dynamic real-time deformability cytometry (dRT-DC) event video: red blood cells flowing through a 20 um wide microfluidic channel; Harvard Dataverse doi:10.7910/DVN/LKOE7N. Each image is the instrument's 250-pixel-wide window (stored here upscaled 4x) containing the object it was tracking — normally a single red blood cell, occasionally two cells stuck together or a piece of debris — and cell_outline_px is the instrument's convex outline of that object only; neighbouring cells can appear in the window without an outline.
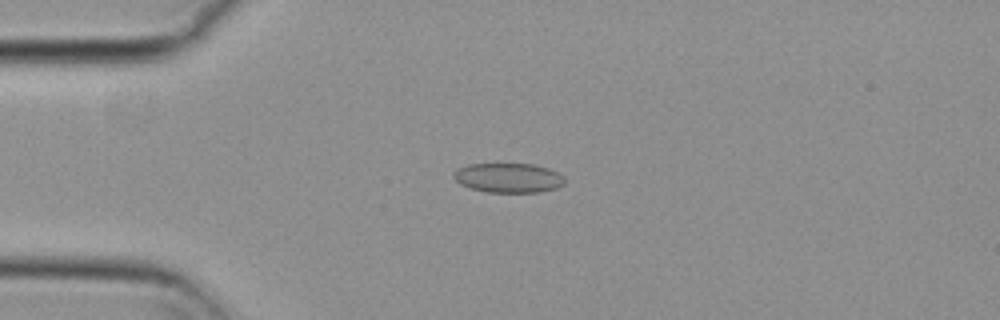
{"species": "common noctule bat (a hibernating species)", "species_latin": "Nyctalus noctula", "temperature_condition": "cold", "stored_images_in_passage": 56, "camera_frame_rate_fps": 3000, "um_per_image_px": 0.085, "animal": {"sex": "female", "body_mass_g": 29.2, "forearm_length_mm": 56.3}, "frame": {"image": 1, "passage_image": 14, "time_ms": 4.333, "image_size_px": [1000, 320], "cell_outline_px": [[564, 184], [556, 188], [540, 192], [484, 192], [460, 184], [452, 176], [452, 172], [456, 168], [468, 164], [532, 164], [548, 168], [564, 176]], "centroid_in_image_um": [43.18, 15.11], "position_along_channel_um": 41.8, "area_um2": 19.19}}
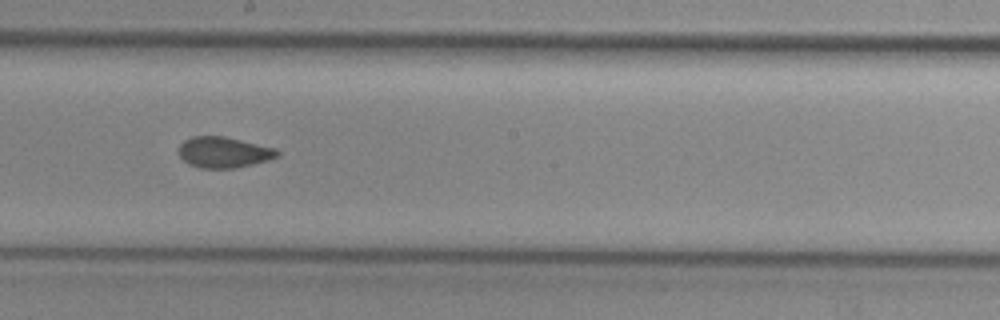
{"frame": {"image": 2, "passage_image": 31, "time_ms": 10.0, "image_size_px": [1000, 320], "cell_outline_px": [[280, 156], [268, 160], [252, 164], [232, 168], [200, 168], [188, 164], [176, 152], [180, 144], [184, 140], [192, 136], [224, 136], [276, 148], [280, 152]], "centroid_in_image_um": [19.0, 12.94], "position_along_channel_um": 229.2, "area_um2": 17.86}}
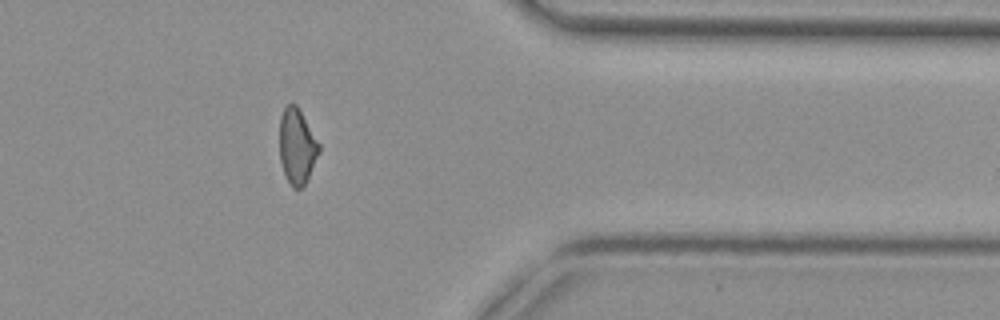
{"frame": {"image": 3, "passage_image": 45, "time_ms": 14.667, "image_size_px": [1000, 320], "cell_outline_px": [[320, 152], [304, 184], [300, 188], [292, 188], [284, 172], [280, 160], [280, 116], [284, 108], [288, 104], [296, 104], [320, 144]], "centroid_in_image_um": [25.24, 12.42], "position_along_channel_um": 386.2, "area_um2": 17.05}, "authors_computed_cell_mechanics": {"area_um2": 18.207, "velocity_mm_per_s": 3.7252, "shape_relaxation_time_tau1_ms": null, "shape_relaxation_time_tau2_ms": 3.0995, "deformation_change_tau1": null, "deformation_change_tau2": 0.0703}}